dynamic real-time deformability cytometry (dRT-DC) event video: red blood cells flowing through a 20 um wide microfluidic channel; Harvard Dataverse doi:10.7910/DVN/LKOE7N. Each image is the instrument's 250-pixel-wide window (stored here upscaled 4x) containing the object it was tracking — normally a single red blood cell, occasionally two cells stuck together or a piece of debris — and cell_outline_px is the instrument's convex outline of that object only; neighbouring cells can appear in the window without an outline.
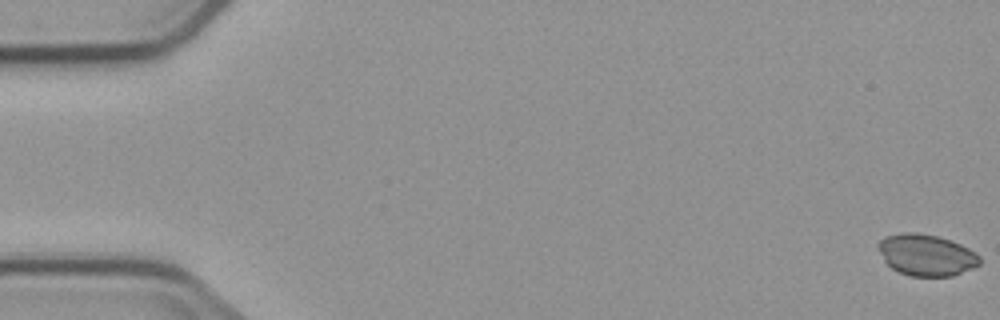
{"species": "common noctule bat (a hibernating species)", "species_latin": "Nyctalus noctula", "temperature_condition": "cold", "stored_images_in_passage": 9, "camera_frame_rate_fps": 3000, "um_per_image_px": 0.085, "animal": {"sex": "male", "body_mass_g": 23.1, "forearm_length_mm": 52.7}, "frame": {"image": 1, "passage_image": 1, "time_ms": 0.0, "image_size_px": [1000, 320], "cell_outline_px": [[980, 264], [972, 268], [952, 276], [912, 276], [900, 272], [892, 268], [884, 260], [876, 248], [876, 244], [884, 236], [904, 232], [916, 232], [936, 236], [960, 244], [976, 252], [980, 256]], "centroid_in_image_um": [78.71, 21.66], "position_along_channel_um": 6.3, "area_um2": 24.51}}
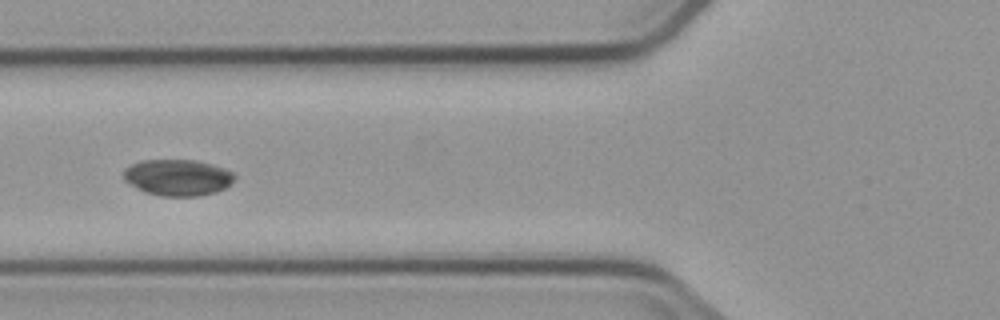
{"frame": {"image": 2, "passage_image": 7, "time_ms": 7.0, "image_size_px": [1000, 320], "cell_outline_px": [[236, 176], [224, 188], [216, 192], [196, 196], [160, 196], [144, 192], [136, 188], [124, 180], [124, 168], [140, 160], [196, 160], [212, 164], [224, 168], [232, 172]], "centroid_in_image_um": [15.07, 15.08], "position_along_channel_um": 110.7, "area_um2": 23.47}}
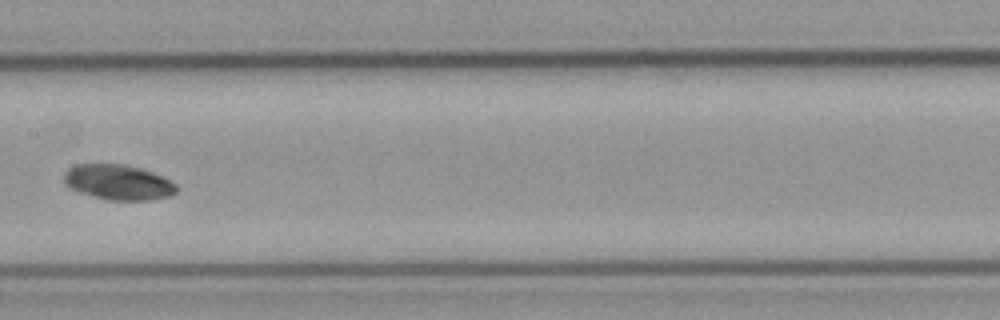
{"frame": {"image": 3, "passage_image": 9, "time_ms": 9.333, "image_size_px": [1000, 320], "cell_outline_px": [[180, 188], [176, 192], [168, 196], [148, 200], [108, 200], [92, 196], [80, 192], [64, 184], [64, 172], [68, 168], [76, 164], [124, 164], [140, 168], [164, 176], [176, 184]], "centroid_in_image_um": [10.06, 15.48], "position_along_channel_um": 197.3, "area_um2": 23.18}}